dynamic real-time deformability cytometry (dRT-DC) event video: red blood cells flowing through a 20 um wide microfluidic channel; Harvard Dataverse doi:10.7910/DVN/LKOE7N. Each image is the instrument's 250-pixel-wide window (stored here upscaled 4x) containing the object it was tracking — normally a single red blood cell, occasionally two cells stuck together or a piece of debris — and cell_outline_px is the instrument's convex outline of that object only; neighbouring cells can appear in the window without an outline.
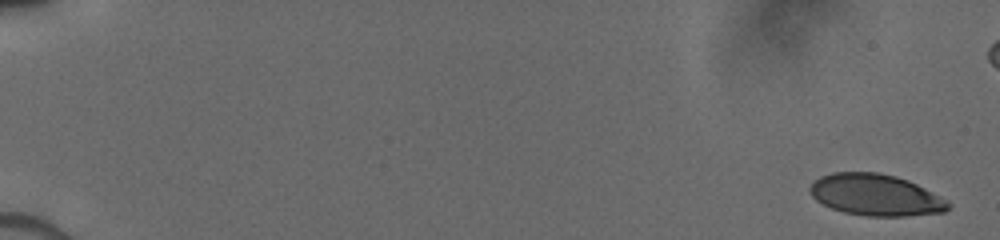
{"species": "human", "species_latin": "Homo sapiens", "temperature_condition": "cold", "stored_images_in_passage": 10, "camera_frame_rate_fps": 3000, "um_per_image_px": 0.085, "donor": {"sex": "male"}, "frame": {"image": 1, "passage_image": 1, "time_ms": 0.0, "image_size_px": [1000, 240], "cell_outline_px": [[952, 204], [944, 212], [904, 216], [868, 216], [844, 212], [832, 208], [816, 200], [812, 196], [808, 188], [820, 176], [832, 172], [876, 172], [896, 176], [908, 180], [948, 200]], "centroid_in_image_um": [74.43, 16.57], "position_along_channel_um": 10.6, "area_um2": 33.35}}
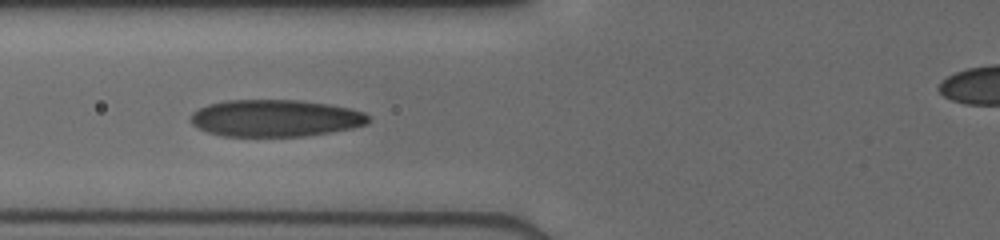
{"frame": {"image": 2, "passage_image": 9, "time_ms": 7.0, "image_size_px": [1000, 240], "cell_outline_px": [[368, 124], [352, 128], [304, 136], [220, 136], [208, 132], [192, 124], [192, 112], [208, 104], [228, 100], [300, 100], [328, 104], [352, 108], [364, 112], [368, 116]], "centroid_in_image_um": [23.42, 10.04], "position_along_channel_um": 102.4, "area_um2": 38.21}}